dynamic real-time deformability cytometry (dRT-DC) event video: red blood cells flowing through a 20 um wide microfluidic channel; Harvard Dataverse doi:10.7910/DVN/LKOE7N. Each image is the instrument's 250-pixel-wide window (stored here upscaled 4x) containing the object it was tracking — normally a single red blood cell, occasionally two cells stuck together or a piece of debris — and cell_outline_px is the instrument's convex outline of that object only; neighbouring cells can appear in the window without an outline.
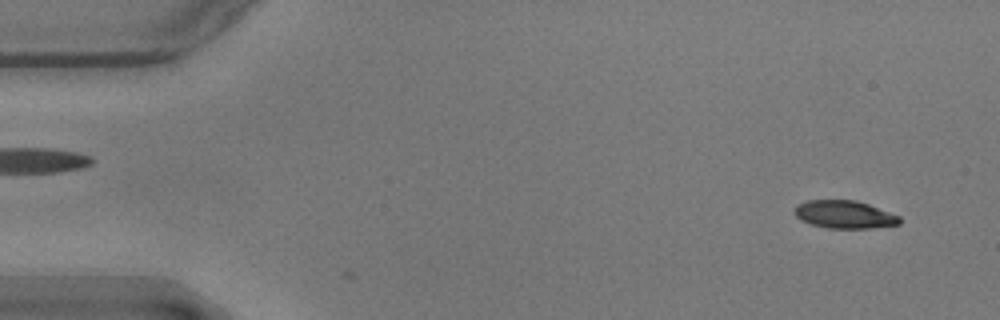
{"species": "common noctule bat (a hibernating species)", "species_latin": "Nyctalus noctula", "temperature_condition": "warm", "stored_images_in_passage": 3, "camera_frame_rate_fps": 3000, "um_per_image_px": 0.085, "animal": {"sex": "male", "body_mass_g": 17.9}, "frame": {"image": 1, "passage_image": 3, "time_ms": 0.667, "image_size_px": [1000, 320], "cell_outline_px": [[900, 224], [872, 228], [828, 228], [812, 224], [800, 220], [792, 212], [796, 204], [808, 200], [856, 200], [868, 204], [900, 216]], "centroid_in_image_um": [71.74, 18.22], "position_along_channel_um": 13.3, "area_um2": 17.11}}